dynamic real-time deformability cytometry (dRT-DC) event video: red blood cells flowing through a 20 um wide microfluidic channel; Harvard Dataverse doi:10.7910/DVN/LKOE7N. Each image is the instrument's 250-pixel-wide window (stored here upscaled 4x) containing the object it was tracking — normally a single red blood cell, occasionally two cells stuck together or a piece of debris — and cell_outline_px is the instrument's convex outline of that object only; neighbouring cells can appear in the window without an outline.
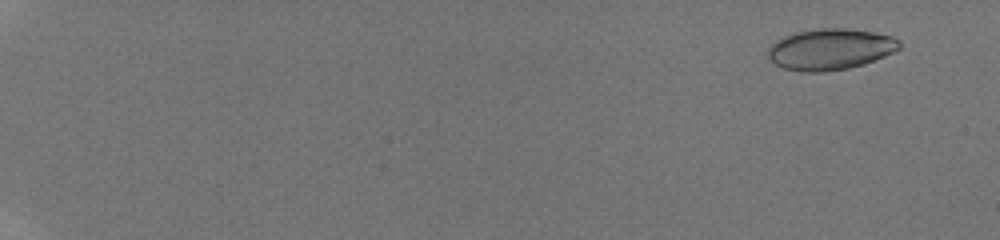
{"species": "human", "species_latin": "Homo sapiens", "temperature_condition": "room temperature", "stored_images_in_passage": 16, "camera_frame_rate_fps": 3000, "um_per_image_px": 0.085, "donor": {"sex": "male"}, "frame": {"image": 1, "passage_image": 3, "time_ms": 1.333, "image_size_px": [1000, 240], "cell_outline_px": [[900, 48], [884, 56], [864, 64], [848, 68], [824, 72], [804, 72], [784, 68], [776, 64], [768, 56], [768, 48], [776, 40], [784, 36], [796, 32], [816, 28], [844, 28], [876, 32], [892, 36], [900, 40]], "centroid_in_image_um": [70.58, 4.18], "position_along_channel_um": 14.4, "area_um2": 31.5}}
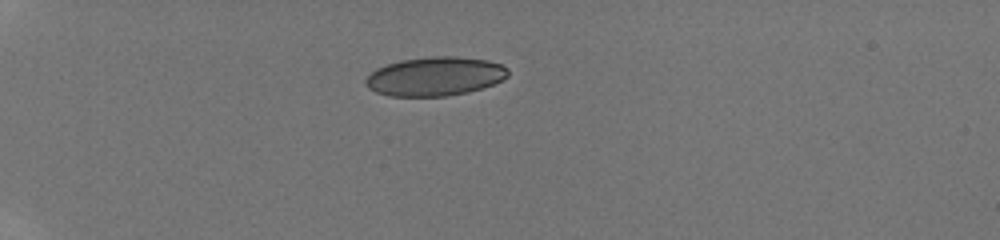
{"frame": {"image": 2, "passage_image": 11, "time_ms": 6.0, "image_size_px": [1000, 240], "cell_outline_px": [[508, 76], [484, 88], [468, 92], [444, 96], [388, 96], [376, 92], [368, 88], [364, 84], [364, 80], [376, 68], [400, 60], [432, 56], [456, 56], [488, 60], [500, 64], [508, 68]], "centroid_in_image_um": [36.96, 6.49], "position_along_channel_um": 48.0, "area_um2": 32.37}}
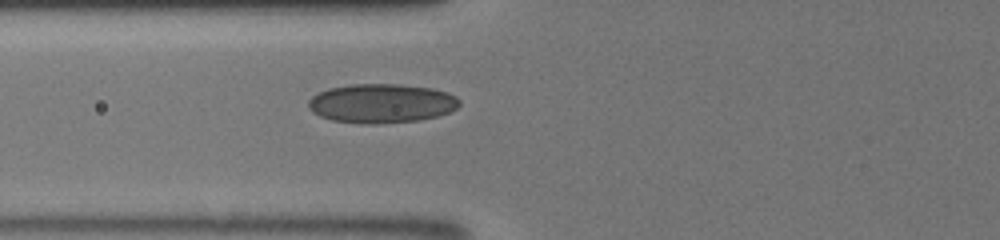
{"frame": {"image": 3, "passage_image": 16, "time_ms": 8.333, "image_size_px": [1000, 240], "cell_outline_px": [[460, 104], [456, 108], [448, 112], [436, 116], [420, 120], [376, 124], [360, 124], [332, 120], [320, 116], [312, 112], [308, 108], [308, 100], [312, 96], [328, 88], [352, 84], [400, 84], [432, 88], [448, 92], [456, 96], [460, 100]], "centroid_in_image_um": [32.42, 8.78], "position_along_channel_um": 93.4, "area_um2": 34.68}}